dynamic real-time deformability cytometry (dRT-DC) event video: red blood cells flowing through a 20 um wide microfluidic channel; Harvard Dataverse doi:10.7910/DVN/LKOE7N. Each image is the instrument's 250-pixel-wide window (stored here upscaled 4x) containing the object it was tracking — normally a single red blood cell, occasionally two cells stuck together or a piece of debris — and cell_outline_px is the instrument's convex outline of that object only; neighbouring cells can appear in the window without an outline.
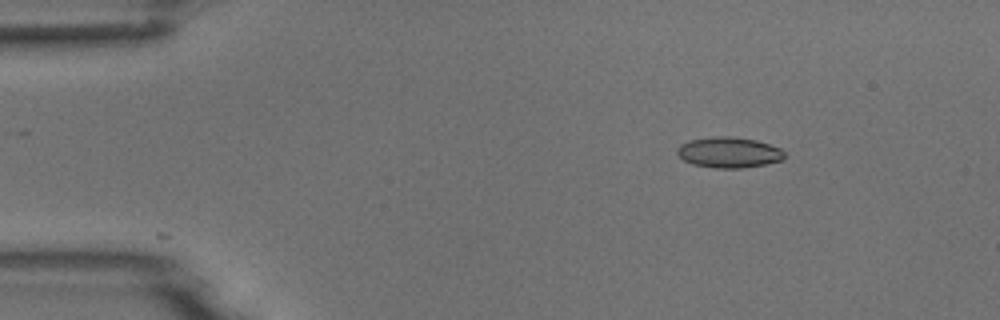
{"species": "common noctule bat (a hibernating species)", "species_latin": "Nyctalus noctula", "temperature_condition": "room temperature", "stored_images_in_passage": 5, "camera_frame_rate_fps": 3000, "um_per_image_px": 0.085, "animal": {"sex": "male", "body_mass_g": 18.8}, "frame": {"image": 1, "passage_image": 2, "time_ms": 0.333, "image_size_px": [1000, 320], "cell_outline_px": [[784, 160], [744, 168], [716, 168], [692, 164], [684, 160], [676, 152], [676, 148], [680, 144], [688, 140], [712, 136], [728, 136], [756, 140], [780, 148], [784, 152]], "centroid_in_image_um": [61.93, 12.95], "position_along_channel_um": 23.1, "area_um2": 19.25}}
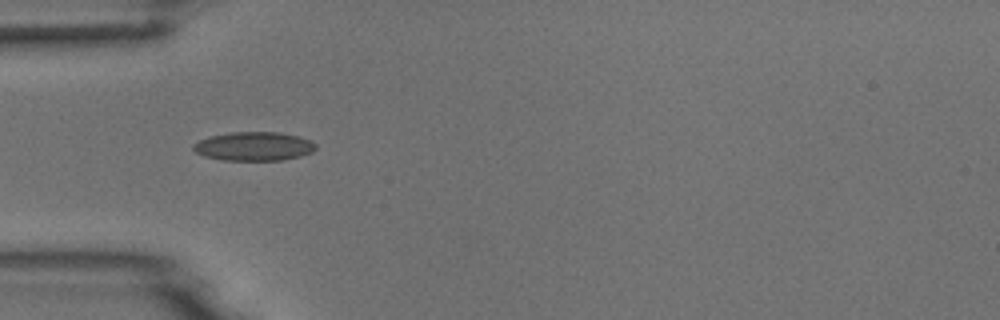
{"frame": {"image": 2, "passage_image": 4, "time_ms": 1.0, "image_size_px": [1000, 320], "cell_outline_px": [[316, 148], [312, 152], [300, 156], [284, 160], [224, 160], [204, 156], [196, 152], [192, 148], [192, 144], [208, 136], [232, 132], [280, 132], [300, 136], [312, 140], [316, 144]], "centroid_in_image_um": [21.6, 12.43], "position_along_channel_um": 63.4, "area_um2": 20.75}}